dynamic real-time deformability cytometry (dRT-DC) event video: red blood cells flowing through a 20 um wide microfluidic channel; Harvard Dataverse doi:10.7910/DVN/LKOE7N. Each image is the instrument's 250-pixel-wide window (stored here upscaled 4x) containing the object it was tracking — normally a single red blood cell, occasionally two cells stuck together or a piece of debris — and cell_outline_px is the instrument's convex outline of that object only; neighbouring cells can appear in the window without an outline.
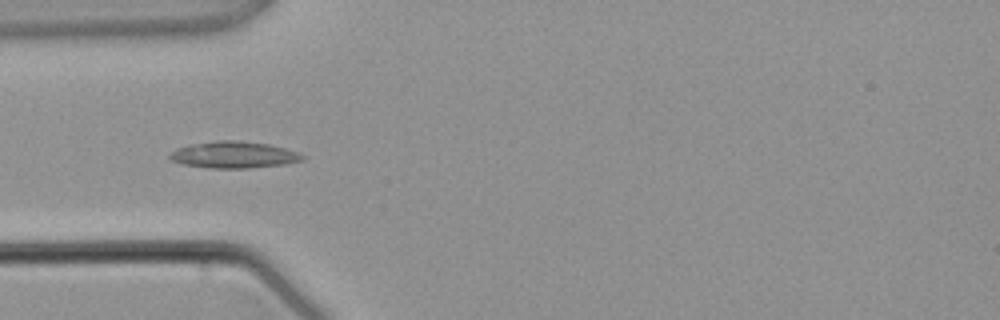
{"species": "common noctule bat (a hibernating species)", "species_latin": "Nyctalus noctula", "temperature_condition": "warm", "stored_images_in_passage": 4, "camera_frame_rate_fps": 3000, "um_per_image_px": 0.085, "animal": {"sex": "male", "body_mass_g": 21.5, "forearm_length_mm": 52.0}, "frame": {"image": 1, "passage_image": 3, "time_ms": 2.667, "image_size_px": [1000, 320], "cell_outline_px": [[304, 160], [284, 164], [248, 168], [208, 168], [184, 164], [168, 160], [168, 156], [176, 148], [188, 144], [216, 140], [236, 140], [268, 144], [284, 148], [296, 152], [304, 156]], "centroid_in_image_um": [19.81, 13.15], "position_along_channel_um": 65.2, "area_um2": 20.63}}
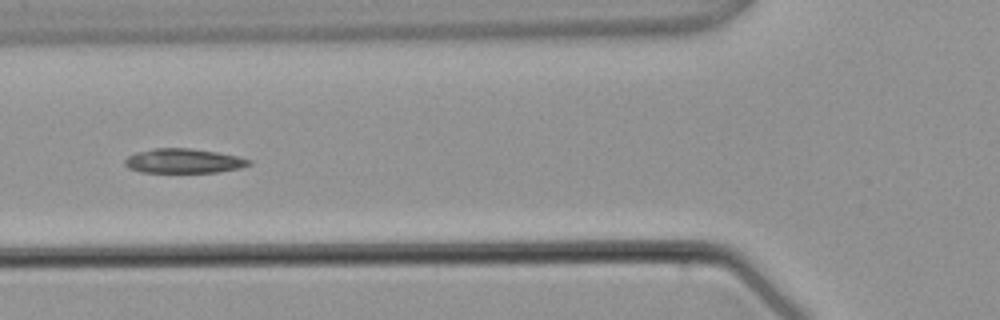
{"frame": {"image": 2, "passage_image": 4, "time_ms": 3.667, "image_size_px": [1000, 320], "cell_outline_px": [[252, 164], [240, 168], [216, 172], [140, 172], [128, 168], [124, 164], [124, 160], [128, 156], [136, 152], [156, 148], [192, 148], [216, 152], [236, 156], [252, 160]], "centroid_in_image_um": [15.59, 13.68], "position_along_channel_um": 110.2, "area_um2": 17.69}}